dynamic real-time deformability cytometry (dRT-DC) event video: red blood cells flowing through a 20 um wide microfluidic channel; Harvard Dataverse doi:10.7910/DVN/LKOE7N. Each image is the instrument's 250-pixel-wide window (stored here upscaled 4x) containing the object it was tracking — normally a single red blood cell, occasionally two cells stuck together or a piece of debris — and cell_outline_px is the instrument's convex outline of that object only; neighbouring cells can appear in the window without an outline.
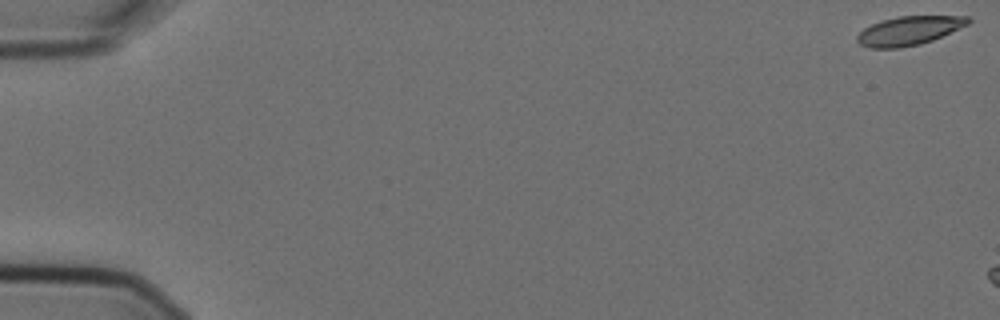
{"species": "Egyptian fruit bat (a non-hibernating species)", "species_latin": "Rousettus aegyptiacus", "temperature_condition": "cold", "stored_images_in_passage": 3, "camera_frame_rate_fps": 3000, "um_per_image_px": 0.085, "animal": {"sex": "female"}, "frame": {"image": 1, "passage_image": 1, "time_ms": 0.0, "image_size_px": [1000, 320], "cell_outline_px": [[972, 20], [968, 24], [932, 40], [920, 44], [896, 48], [868, 48], [860, 44], [856, 40], [856, 36], [864, 28], [880, 20], [896, 16], [968, 16]], "centroid_in_image_um": [77.23, 2.6], "position_along_channel_um": 7.8, "area_um2": 18.61}}